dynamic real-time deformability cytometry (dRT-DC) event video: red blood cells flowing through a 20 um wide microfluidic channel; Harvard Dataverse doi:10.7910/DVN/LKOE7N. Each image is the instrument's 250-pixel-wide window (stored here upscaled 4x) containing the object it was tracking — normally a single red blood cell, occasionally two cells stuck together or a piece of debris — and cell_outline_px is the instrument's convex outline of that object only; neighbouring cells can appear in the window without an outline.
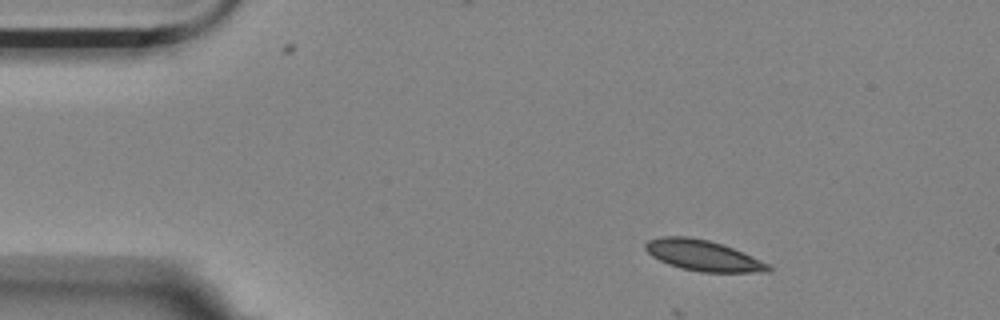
{"species": "Egyptian fruit bat (a non-hibernating species)", "species_latin": "Rousettus aegyptiacus", "temperature_condition": "room temperature", "stored_images_in_passage": 10, "camera_frame_rate_fps": 3000, "um_per_image_px": 0.085, "animal": {"sex": "female"}, "frame": {"image": 1, "passage_image": 1, "time_ms": 0.0, "image_size_px": [1000, 320], "cell_outline_px": [[772, 272], [700, 272], [680, 268], [668, 264], [652, 256], [644, 248], [644, 244], [648, 240], [660, 236], [688, 236], [708, 240], [732, 248], [760, 260], [768, 264], [772, 268]], "centroid_in_image_um": [59.72, 21.72], "position_along_channel_um": 25.3, "area_um2": 21.91}}
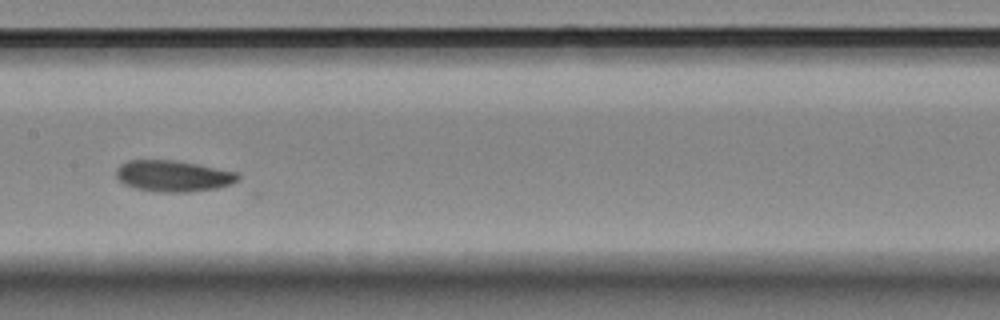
{"frame": {"image": 2, "passage_image": 6, "time_ms": 1.667, "image_size_px": [1000, 320], "cell_outline_px": [[240, 180], [216, 188], [188, 192], [156, 192], [136, 188], [124, 184], [116, 176], [116, 168], [120, 164], [128, 160], [176, 160], [200, 164], [236, 172], [240, 176]], "centroid_in_image_um": [14.71, 14.95], "position_along_channel_um": 192.7, "area_um2": 22.25}}
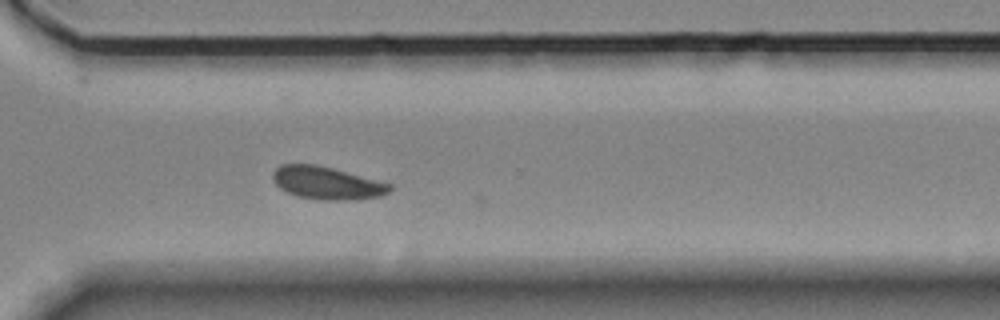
{"frame": {"image": 3, "passage_image": 10, "time_ms": 3.0, "image_size_px": [1000, 320], "cell_outline_px": [[392, 188], [388, 192], [380, 196], [356, 200], [320, 200], [296, 196], [280, 188], [272, 180], [272, 172], [280, 164], [316, 164], [332, 168], [392, 184]], "centroid_in_image_um": [27.76, 15.56], "position_along_channel_um": 342.8, "area_um2": 22.37}}